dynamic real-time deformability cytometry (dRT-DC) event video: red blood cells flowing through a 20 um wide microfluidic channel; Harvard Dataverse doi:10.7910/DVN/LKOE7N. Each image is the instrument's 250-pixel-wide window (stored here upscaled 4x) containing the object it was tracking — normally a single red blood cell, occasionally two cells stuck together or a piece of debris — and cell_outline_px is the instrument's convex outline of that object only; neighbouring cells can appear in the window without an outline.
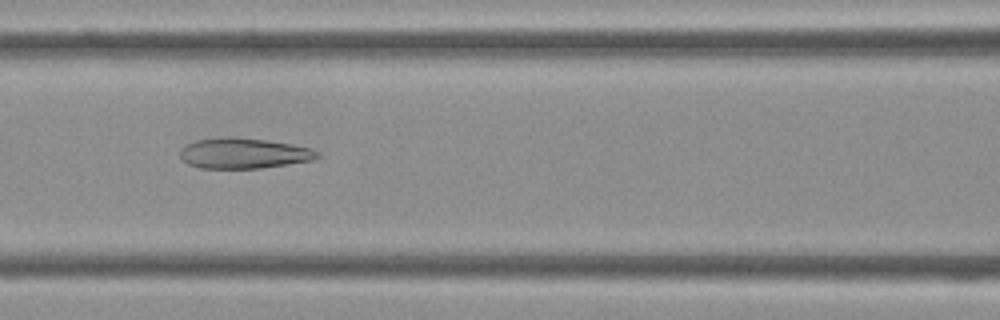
{"species": "Egyptian fruit bat (a non-hibernating species)", "species_latin": "Rousettus aegyptiacus", "temperature_condition": "cold", "stored_images_in_passage": 44, "camera_frame_rate_fps": 3000, "um_per_image_px": 0.085, "frame": {"image": 1, "passage_image": 19, "time_ms": 6.0, "image_size_px": [1000, 320], "cell_outline_px": [[320, 156], [316, 160], [260, 168], [200, 168], [188, 164], [180, 156], [180, 148], [196, 140], [220, 136], [232, 136], [268, 140], [292, 144], [312, 148], [320, 152]], "centroid_in_image_um": [20.75, 13.01], "position_along_channel_um": 145.9, "area_um2": 24.74}}
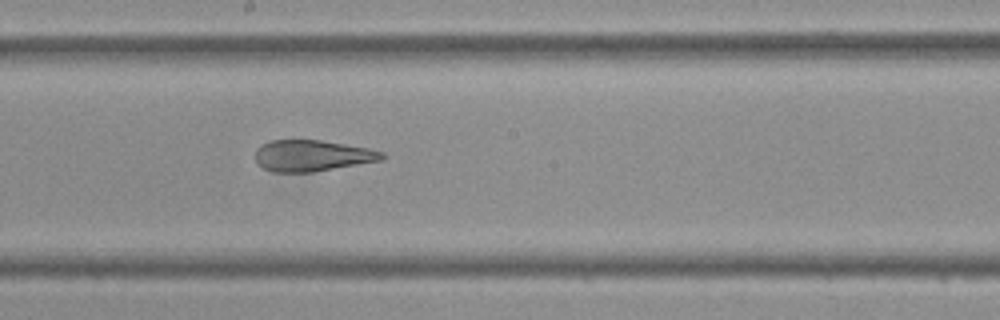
{"frame": {"image": 2, "passage_image": 24, "time_ms": 7.667, "image_size_px": [1000, 320], "cell_outline_px": [[388, 156], [384, 160], [312, 172], [272, 172], [256, 164], [256, 148], [260, 144], [272, 140], [320, 140], [368, 148], [384, 152]], "centroid_in_image_um": [26.54, 13.23], "position_along_channel_um": 221.7, "area_um2": 23.24}}
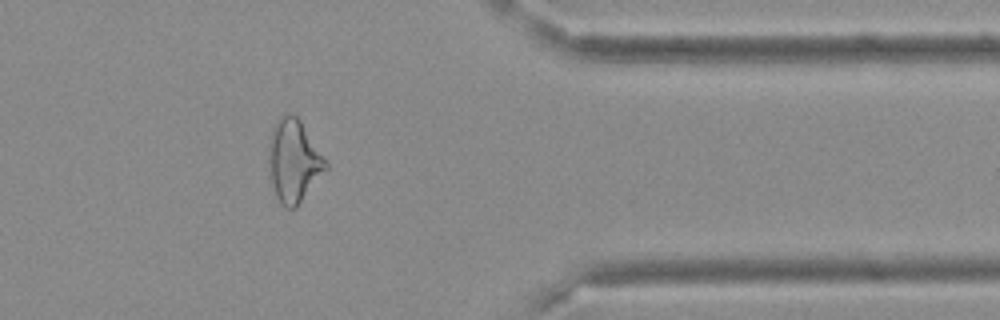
{"frame": {"image": 3, "passage_image": 36, "time_ms": 11.667, "image_size_px": [1000, 320], "cell_outline_px": [[328, 168], [296, 208], [284, 208], [276, 196], [268, 176], [268, 144], [272, 128], [276, 120], [284, 116], [296, 116], [300, 120], [328, 164]], "centroid_in_image_um": [24.93, 13.73], "position_along_channel_um": 386.5, "area_um2": 27.4}}